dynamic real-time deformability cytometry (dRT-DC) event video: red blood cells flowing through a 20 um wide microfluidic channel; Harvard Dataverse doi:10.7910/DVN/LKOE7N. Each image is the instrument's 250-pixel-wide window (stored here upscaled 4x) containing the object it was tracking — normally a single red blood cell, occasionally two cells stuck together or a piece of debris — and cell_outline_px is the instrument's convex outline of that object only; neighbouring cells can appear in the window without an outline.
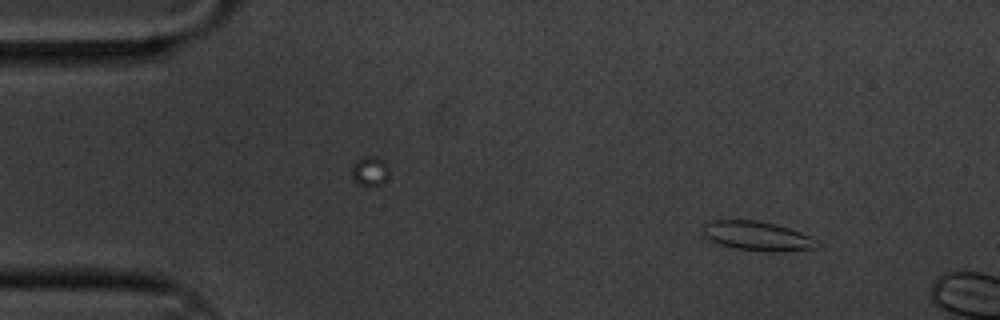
{"species": "common noctule bat (a hibernating species)", "species_latin": "Nyctalus noctula", "temperature_condition": "cold", "stored_images_in_passage": 2, "camera_frame_rate_fps": 3000, "um_per_image_px": 0.085, "animal": {"sex": "male", "body_mass_g": 20.1, "forearm_length_mm": 53.5}, "frame": {"image": 1, "passage_image": 1, "time_ms": 0.0, "image_size_px": [1000, 320], "cell_outline_px": [[820, 244], [816, 248], [772, 252], [764, 252], [736, 248], [720, 244], [704, 236], [704, 224], [712, 220], [756, 220], [776, 224], [800, 232], [808, 236]], "centroid_in_image_um": [64.36, 20.06], "position_along_channel_um": 20.6, "area_um2": 19.19}}